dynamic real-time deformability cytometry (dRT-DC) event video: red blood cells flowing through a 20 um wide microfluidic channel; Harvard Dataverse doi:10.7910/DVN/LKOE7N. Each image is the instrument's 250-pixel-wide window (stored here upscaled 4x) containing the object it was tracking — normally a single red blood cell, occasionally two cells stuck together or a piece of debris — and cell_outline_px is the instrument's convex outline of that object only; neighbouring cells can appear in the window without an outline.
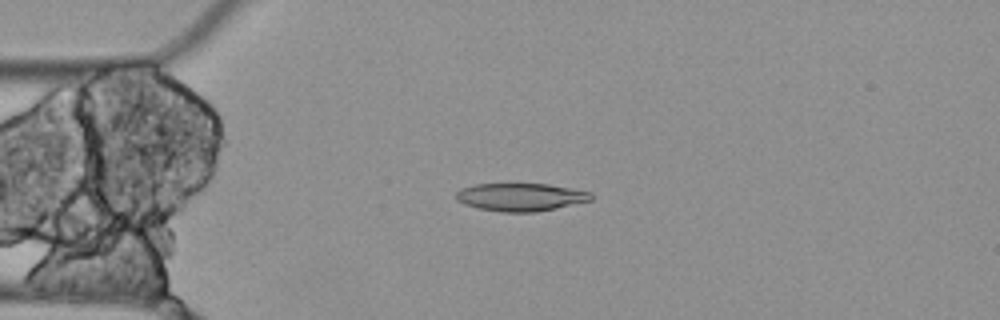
{"species": "Egyptian fruit bat (a non-hibernating species)", "species_latin": "Rousettus aegyptiacus", "temperature_condition": "cold", "stored_images_in_passage": 7, "camera_frame_rate_fps": 3000, "um_per_image_px": 0.085, "animal": {"sex": "female"}, "frame": {"image": 1, "passage_image": 1, "time_ms": 0.0, "image_size_px": [1000, 320], "cell_outline_px": [[592, 200], [556, 208], [536, 212], [500, 212], [480, 208], [464, 204], [456, 200], [456, 192], [460, 188], [476, 184], [548, 184], [592, 192]], "centroid_in_image_um": [44.25, 16.75], "position_along_channel_um": 40.8, "area_um2": 21.91}}
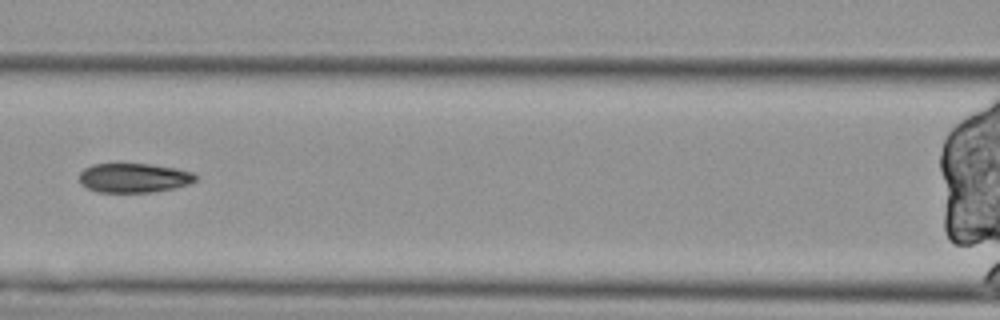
{"frame": {"image": 2, "passage_image": 4, "time_ms": 1.0, "image_size_px": [1000, 320], "cell_outline_px": [[196, 180], [188, 184], [176, 188], [152, 192], [96, 192], [80, 184], [80, 172], [84, 168], [92, 164], [152, 164], [176, 168], [192, 172], [196, 176]], "centroid_in_image_um": [11.37, 15.12], "position_along_channel_um": 155.2, "area_um2": 19.94}}
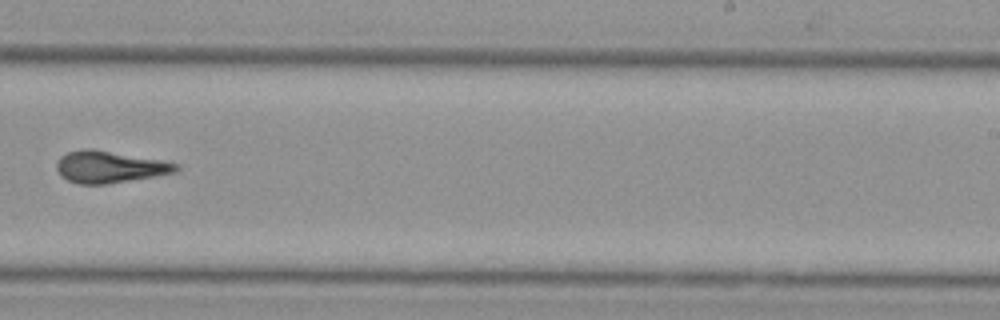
{"frame": {"image": 3, "passage_image": 7, "time_ms": 2.0, "image_size_px": [1000, 320], "cell_outline_px": [[180, 168], [176, 172], [156, 176], [104, 184], [80, 184], [68, 180], [60, 176], [56, 168], [56, 164], [60, 156], [68, 152], [80, 148], [92, 148], [160, 160], [180, 164]], "centroid_in_image_um": [9.29, 14.18], "position_along_channel_um": 279.7, "area_um2": 22.2}}